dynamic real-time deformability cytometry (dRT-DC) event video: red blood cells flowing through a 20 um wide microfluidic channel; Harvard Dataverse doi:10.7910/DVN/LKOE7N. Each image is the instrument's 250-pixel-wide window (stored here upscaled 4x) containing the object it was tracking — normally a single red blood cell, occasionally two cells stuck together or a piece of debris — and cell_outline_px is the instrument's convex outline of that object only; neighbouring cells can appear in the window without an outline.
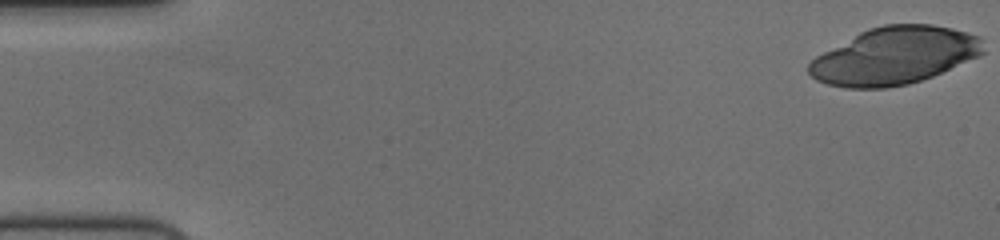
{"species": "human", "species_latin": "Homo sapiens", "temperature_condition": "cold", "stored_images_in_passage": 56, "camera_frame_rate_fps": 3000, "um_per_image_px": 0.085, "donor": {"sex": "female"}, "frame": {"image": 1, "passage_image": 1, "time_ms": 0.0, "image_size_px": [1000, 240], "cell_outline_px": [[984, 52], [980, 56], [932, 76], [908, 84], [888, 88], [844, 88], [828, 84], [816, 80], [808, 72], [808, 64], [816, 56], [860, 32], [868, 28], [884, 24], [932, 24], [952, 28], [980, 36], [984, 40]], "centroid_in_image_um": [76.05, 4.74], "position_along_channel_um": 8.9, "area_um2": 58.32}}